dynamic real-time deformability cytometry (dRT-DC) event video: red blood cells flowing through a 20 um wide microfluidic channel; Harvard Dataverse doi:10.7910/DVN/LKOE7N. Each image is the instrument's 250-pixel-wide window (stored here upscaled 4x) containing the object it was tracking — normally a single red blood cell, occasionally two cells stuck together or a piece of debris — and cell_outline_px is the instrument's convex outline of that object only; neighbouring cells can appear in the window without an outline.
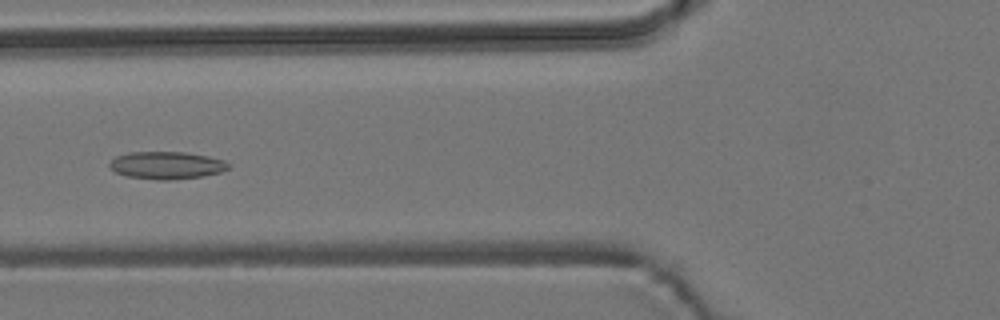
{"species": "common noctule bat (a hibernating species)", "species_latin": "Nyctalus noctula", "temperature_condition": "room temperature", "stored_images_in_passage": 44, "camera_frame_rate_fps": 3000, "um_per_image_px": 0.085, "animal": {"sex": "male", "body_mass_g": 19.2, "forearm_length_mm": 51.8}, "frame": {"image": 1, "passage_image": 19, "time_ms": 6.0, "image_size_px": [1000, 320], "cell_outline_px": [[232, 164], [228, 168], [220, 172], [200, 176], [172, 180], [156, 180], [128, 176], [116, 172], [108, 164], [116, 156], [128, 152], [184, 152], [208, 156], [224, 160]], "centroid_in_image_um": [14.17, 14.04], "position_along_channel_um": 111.6, "area_um2": 18.96}}
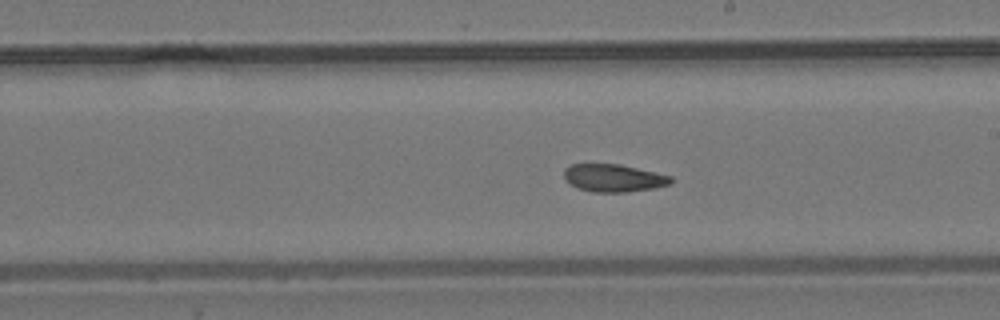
{"frame": {"image": 2, "passage_image": 29, "time_ms": 9.333, "image_size_px": [1000, 320], "cell_outline_px": [[672, 180], [668, 184], [652, 188], [624, 192], [592, 192], [576, 188], [568, 184], [564, 180], [564, 168], [572, 164], [620, 164], [672, 176]], "centroid_in_image_um": [52.08, 15.13], "position_along_channel_um": 236.9, "area_um2": 17.22}}
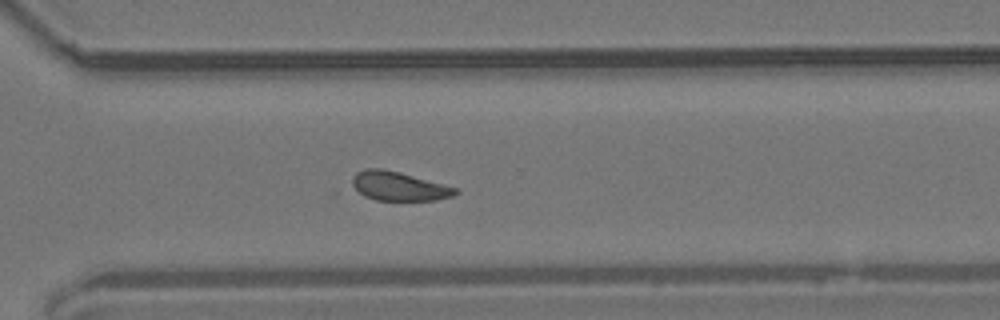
{"frame": {"image": 3, "passage_image": 37, "time_ms": 12.0, "image_size_px": [1000, 320], "cell_outline_px": [[460, 192], [452, 196], [436, 200], [376, 200], [364, 196], [352, 184], [352, 176], [356, 172], [364, 168], [384, 168], [400, 172], [460, 188]], "centroid_in_image_um": [33.93, 15.81], "position_along_channel_um": 336.7, "area_um2": 17.63}, "authors_computed_cell_mechanics": {"area_um2": 18.9873, "velocity_mm_per_s": 3.7561, "shape_relaxation_time_tau1_ms": null, "shape_relaxation_time_tau2_ms": 4.7928, "deformation_change_tau1": null, "deformation_change_tau2": 0.1155}}